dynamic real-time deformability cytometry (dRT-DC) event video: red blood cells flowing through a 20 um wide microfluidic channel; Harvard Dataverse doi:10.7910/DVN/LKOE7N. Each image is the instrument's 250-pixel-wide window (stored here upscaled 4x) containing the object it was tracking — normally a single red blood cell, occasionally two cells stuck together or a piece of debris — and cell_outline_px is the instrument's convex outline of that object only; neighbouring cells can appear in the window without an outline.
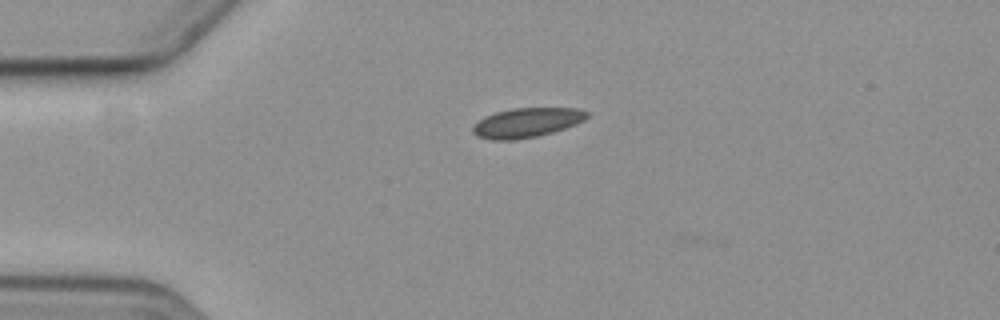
{"species": "common noctule bat (a hibernating species)", "species_latin": "Nyctalus noctula", "temperature_condition": "cold", "stored_images_in_passage": 1, "camera_frame_rate_fps": 3000, "um_per_image_px": 0.085, "animal": {"sex": "female", "body_mass_g": 19.3, "forearm_length_mm": 54.1}, "frame": {"image": 1, "passage_image": 1, "time_ms": 0.0, "image_size_px": [1000, 320], "cell_outline_px": [[588, 116], [584, 120], [576, 124], [552, 132], [536, 136], [512, 140], [492, 140], [476, 136], [472, 132], [472, 128], [484, 116], [496, 112], [512, 108], [576, 108], [588, 112]], "centroid_in_image_um": [44.76, 10.42], "position_along_channel_um": 40.2, "area_um2": 19.48}}